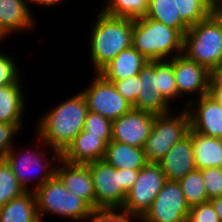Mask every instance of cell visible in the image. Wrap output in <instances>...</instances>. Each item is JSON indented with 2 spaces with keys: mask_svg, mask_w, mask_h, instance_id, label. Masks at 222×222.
<instances>
[{
  "mask_svg": "<svg viewBox=\"0 0 222 222\" xmlns=\"http://www.w3.org/2000/svg\"><path fill=\"white\" fill-rule=\"evenodd\" d=\"M76 92L70 98L55 104L51 110L37 119L35 135L51 149L62 153L83 130L89 112L84 94Z\"/></svg>",
  "mask_w": 222,
  "mask_h": 222,
  "instance_id": "cell-1",
  "label": "cell"
},
{
  "mask_svg": "<svg viewBox=\"0 0 222 222\" xmlns=\"http://www.w3.org/2000/svg\"><path fill=\"white\" fill-rule=\"evenodd\" d=\"M89 35V57L93 73H99L122 50L132 47L133 20L114 17L99 10Z\"/></svg>",
  "mask_w": 222,
  "mask_h": 222,
  "instance_id": "cell-2",
  "label": "cell"
},
{
  "mask_svg": "<svg viewBox=\"0 0 222 222\" xmlns=\"http://www.w3.org/2000/svg\"><path fill=\"white\" fill-rule=\"evenodd\" d=\"M36 137L37 142L33 145L34 147L36 146L35 150L20 148V150L16 151V146L14 145L4 157L14 172L19 184L25 191L32 192L55 176L56 166L61 159V153L55 149H51L54 153L49 159L48 152L51 154L50 148L38 135H36ZM30 184L34 187H30Z\"/></svg>",
  "mask_w": 222,
  "mask_h": 222,
  "instance_id": "cell-3",
  "label": "cell"
},
{
  "mask_svg": "<svg viewBox=\"0 0 222 222\" xmlns=\"http://www.w3.org/2000/svg\"><path fill=\"white\" fill-rule=\"evenodd\" d=\"M184 35L149 18L133 20L132 46L148 61L169 60L183 54Z\"/></svg>",
  "mask_w": 222,
  "mask_h": 222,
  "instance_id": "cell-4",
  "label": "cell"
},
{
  "mask_svg": "<svg viewBox=\"0 0 222 222\" xmlns=\"http://www.w3.org/2000/svg\"><path fill=\"white\" fill-rule=\"evenodd\" d=\"M33 192L40 222H45L44 216L48 214L75 222H91L94 210L82 198L67 190L56 176Z\"/></svg>",
  "mask_w": 222,
  "mask_h": 222,
  "instance_id": "cell-5",
  "label": "cell"
},
{
  "mask_svg": "<svg viewBox=\"0 0 222 222\" xmlns=\"http://www.w3.org/2000/svg\"><path fill=\"white\" fill-rule=\"evenodd\" d=\"M183 54L209 71L222 61V24L212 14L189 27Z\"/></svg>",
  "mask_w": 222,
  "mask_h": 222,
  "instance_id": "cell-6",
  "label": "cell"
},
{
  "mask_svg": "<svg viewBox=\"0 0 222 222\" xmlns=\"http://www.w3.org/2000/svg\"><path fill=\"white\" fill-rule=\"evenodd\" d=\"M190 118L186 109L181 112L156 115L152 130L143 147L148 162L158 163L171 147L188 135Z\"/></svg>",
  "mask_w": 222,
  "mask_h": 222,
  "instance_id": "cell-7",
  "label": "cell"
},
{
  "mask_svg": "<svg viewBox=\"0 0 222 222\" xmlns=\"http://www.w3.org/2000/svg\"><path fill=\"white\" fill-rule=\"evenodd\" d=\"M166 177L159 163L148 162L141 170L134 185L127 192L123 210L142 218L162 190Z\"/></svg>",
  "mask_w": 222,
  "mask_h": 222,
  "instance_id": "cell-8",
  "label": "cell"
},
{
  "mask_svg": "<svg viewBox=\"0 0 222 222\" xmlns=\"http://www.w3.org/2000/svg\"><path fill=\"white\" fill-rule=\"evenodd\" d=\"M93 76L90 85L81 91L90 112L113 121L133 109V105L117 91L113 82L105 79L100 73H93Z\"/></svg>",
  "mask_w": 222,
  "mask_h": 222,
  "instance_id": "cell-9",
  "label": "cell"
},
{
  "mask_svg": "<svg viewBox=\"0 0 222 222\" xmlns=\"http://www.w3.org/2000/svg\"><path fill=\"white\" fill-rule=\"evenodd\" d=\"M93 180L96 209H122L127 193L121 187V169L104 160L87 163Z\"/></svg>",
  "mask_w": 222,
  "mask_h": 222,
  "instance_id": "cell-10",
  "label": "cell"
},
{
  "mask_svg": "<svg viewBox=\"0 0 222 222\" xmlns=\"http://www.w3.org/2000/svg\"><path fill=\"white\" fill-rule=\"evenodd\" d=\"M190 206L177 181H166L141 222H186Z\"/></svg>",
  "mask_w": 222,
  "mask_h": 222,
  "instance_id": "cell-11",
  "label": "cell"
},
{
  "mask_svg": "<svg viewBox=\"0 0 222 222\" xmlns=\"http://www.w3.org/2000/svg\"><path fill=\"white\" fill-rule=\"evenodd\" d=\"M173 71L179 96L189 102L209 93L210 71L203 65L188 59L184 54L173 57ZM195 93V94H194ZM186 95V96H185ZM191 98H190V97ZM192 96H195L192 98Z\"/></svg>",
  "mask_w": 222,
  "mask_h": 222,
  "instance_id": "cell-12",
  "label": "cell"
},
{
  "mask_svg": "<svg viewBox=\"0 0 222 222\" xmlns=\"http://www.w3.org/2000/svg\"><path fill=\"white\" fill-rule=\"evenodd\" d=\"M190 129L205 136L222 139V106L210 94L188 103Z\"/></svg>",
  "mask_w": 222,
  "mask_h": 222,
  "instance_id": "cell-13",
  "label": "cell"
},
{
  "mask_svg": "<svg viewBox=\"0 0 222 222\" xmlns=\"http://www.w3.org/2000/svg\"><path fill=\"white\" fill-rule=\"evenodd\" d=\"M155 114L132 109L112 121V140L143 148L155 119Z\"/></svg>",
  "mask_w": 222,
  "mask_h": 222,
  "instance_id": "cell-14",
  "label": "cell"
},
{
  "mask_svg": "<svg viewBox=\"0 0 222 222\" xmlns=\"http://www.w3.org/2000/svg\"><path fill=\"white\" fill-rule=\"evenodd\" d=\"M139 93L133 109L163 115L173 111L158 89V60L148 61L138 74ZM171 108V109H170Z\"/></svg>",
  "mask_w": 222,
  "mask_h": 222,
  "instance_id": "cell-15",
  "label": "cell"
},
{
  "mask_svg": "<svg viewBox=\"0 0 222 222\" xmlns=\"http://www.w3.org/2000/svg\"><path fill=\"white\" fill-rule=\"evenodd\" d=\"M58 163L55 176L67 190L77 197L82 198L93 210H96L93 180L88 165L71 164L62 158Z\"/></svg>",
  "mask_w": 222,
  "mask_h": 222,
  "instance_id": "cell-16",
  "label": "cell"
},
{
  "mask_svg": "<svg viewBox=\"0 0 222 222\" xmlns=\"http://www.w3.org/2000/svg\"><path fill=\"white\" fill-rule=\"evenodd\" d=\"M167 181H179L188 173L196 170L192 140L188 134L175 143L168 153L158 162Z\"/></svg>",
  "mask_w": 222,
  "mask_h": 222,
  "instance_id": "cell-17",
  "label": "cell"
},
{
  "mask_svg": "<svg viewBox=\"0 0 222 222\" xmlns=\"http://www.w3.org/2000/svg\"><path fill=\"white\" fill-rule=\"evenodd\" d=\"M106 147L99 136L82 130L61 153V158L71 164H87L103 160Z\"/></svg>",
  "mask_w": 222,
  "mask_h": 222,
  "instance_id": "cell-18",
  "label": "cell"
},
{
  "mask_svg": "<svg viewBox=\"0 0 222 222\" xmlns=\"http://www.w3.org/2000/svg\"><path fill=\"white\" fill-rule=\"evenodd\" d=\"M31 11L28 0H0V26L9 36L33 31L37 23Z\"/></svg>",
  "mask_w": 222,
  "mask_h": 222,
  "instance_id": "cell-19",
  "label": "cell"
},
{
  "mask_svg": "<svg viewBox=\"0 0 222 222\" xmlns=\"http://www.w3.org/2000/svg\"><path fill=\"white\" fill-rule=\"evenodd\" d=\"M148 60L133 46L122 50L99 73L107 80H124L140 73Z\"/></svg>",
  "mask_w": 222,
  "mask_h": 222,
  "instance_id": "cell-20",
  "label": "cell"
},
{
  "mask_svg": "<svg viewBox=\"0 0 222 222\" xmlns=\"http://www.w3.org/2000/svg\"><path fill=\"white\" fill-rule=\"evenodd\" d=\"M20 80L17 84L0 86V122L24 124L26 97Z\"/></svg>",
  "mask_w": 222,
  "mask_h": 222,
  "instance_id": "cell-21",
  "label": "cell"
},
{
  "mask_svg": "<svg viewBox=\"0 0 222 222\" xmlns=\"http://www.w3.org/2000/svg\"><path fill=\"white\" fill-rule=\"evenodd\" d=\"M103 160L116 169L141 170L148 163L143 148L113 140L107 144Z\"/></svg>",
  "mask_w": 222,
  "mask_h": 222,
  "instance_id": "cell-22",
  "label": "cell"
},
{
  "mask_svg": "<svg viewBox=\"0 0 222 222\" xmlns=\"http://www.w3.org/2000/svg\"><path fill=\"white\" fill-rule=\"evenodd\" d=\"M196 169L220 167L222 163V139L213 138L189 129Z\"/></svg>",
  "mask_w": 222,
  "mask_h": 222,
  "instance_id": "cell-23",
  "label": "cell"
},
{
  "mask_svg": "<svg viewBox=\"0 0 222 222\" xmlns=\"http://www.w3.org/2000/svg\"><path fill=\"white\" fill-rule=\"evenodd\" d=\"M0 222H40L34 192L26 191L2 206Z\"/></svg>",
  "mask_w": 222,
  "mask_h": 222,
  "instance_id": "cell-24",
  "label": "cell"
},
{
  "mask_svg": "<svg viewBox=\"0 0 222 222\" xmlns=\"http://www.w3.org/2000/svg\"><path fill=\"white\" fill-rule=\"evenodd\" d=\"M146 18L179 30L183 35L189 26L181 19L173 0H149Z\"/></svg>",
  "mask_w": 222,
  "mask_h": 222,
  "instance_id": "cell-25",
  "label": "cell"
},
{
  "mask_svg": "<svg viewBox=\"0 0 222 222\" xmlns=\"http://www.w3.org/2000/svg\"><path fill=\"white\" fill-rule=\"evenodd\" d=\"M102 11L114 17H125L131 20L145 18L149 0H104Z\"/></svg>",
  "mask_w": 222,
  "mask_h": 222,
  "instance_id": "cell-26",
  "label": "cell"
},
{
  "mask_svg": "<svg viewBox=\"0 0 222 222\" xmlns=\"http://www.w3.org/2000/svg\"><path fill=\"white\" fill-rule=\"evenodd\" d=\"M190 207L209 201L201 171L196 169L178 181Z\"/></svg>",
  "mask_w": 222,
  "mask_h": 222,
  "instance_id": "cell-27",
  "label": "cell"
},
{
  "mask_svg": "<svg viewBox=\"0 0 222 222\" xmlns=\"http://www.w3.org/2000/svg\"><path fill=\"white\" fill-rule=\"evenodd\" d=\"M181 19L190 27L211 15L208 0H173Z\"/></svg>",
  "mask_w": 222,
  "mask_h": 222,
  "instance_id": "cell-28",
  "label": "cell"
},
{
  "mask_svg": "<svg viewBox=\"0 0 222 222\" xmlns=\"http://www.w3.org/2000/svg\"><path fill=\"white\" fill-rule=\"evenodd\" d=\"M10 165L0 158V208L25 193Z\"/></svg>",
  "mask_w": 222,
  "mask_h": 222,
  "instance_id": "cell-29",
  "label": "cell"
},
{
  "mask_svg": "<svg viewBox=\"0 0 222 222\" xmlns=\"http://www.w3.org/2000/svg\"><path fill=\"white\" fill-rule=\"evenodd\" d=\"M158 89L169 104H172V102H175L177 99H180V102H182L175 82L173 58L169 60H158Z\"/></svg>",
  "mask_w": 222,
  "mask_h": 222,
  "instance_id": "cell-30",
  "label": "cell"
},
{
  "mask_svg": "<svg viewBox=\"0 0 222 222\" xmlns=\"http://www.w3.org/2000/svg\"><path fill=\"white\" fill-rule=\"evenodd\" d=\"M83 130L89 135L99 136L106 144L112 141V121L100 114L89 111Z\"/></svg>",
  "mask_w": 222,
  "mask_h": 222,
  "instance_id": "cell-31",
  "label": "cell"
},
{
  "mask_svg": "<svg viewBox=\"0 0 222 222\" xmlns=\"http://www.w3.org/2000/svg\"><path fill=\"white\" fill-rule=\"evenodd\" d=\"M14 57L0 49V86L17 84L21 78V72Z\"/></svg>",
  "mask_w": 222,
  "mask_h": 222,
  "instance_id": "cell-32",
  "label": "cell"
},
{
  "mask_svg": "<svg viewBox=\"0 0 222 222\" xmlns=\"http://www.w3.org/2000/svg\"><path fill=\"white\" fill-rule=\"evenodd\" d=\"M200 171L209 200L219 198L222 192V170L220 167H209Z\"/></svg>",
  "mask_w": 222,
  "mask_h": 222,
  "instance_id": "cell-33",
  "label": "cell"
},
{
  "mask_svg": "<svg viewBox=\"0 0 222 222\" xmlns=\"http://www.w3.org/2000/svg\"><path fill=\"white\" fill-rule=\"evenodd\" d=\"M23 124H7L0 122V158L5 155L14 147L17 135H20ZM15 136V137H14Z\"/></svg>",
  "mask_w": 222,
  "mask_h": 222,
  "instance_id": "cell-34",
  "label": "cell"
},
{
  "mask_svg": "<svg viewBox=\"0 0 222 222\" xmlns=\"http://www.w3.org/2000/svg\"><path fill=\"white\" fill-rule=\"evenodd\" d=\"M136 221H134V220ZM141 222V218L128 215L123 209H96L91 222Z\"/></svg>",
  "mask_w": 222,
  "mask_h": 222,
  "instance_id": "cell-35",
  "label": "cell"
},
{
  "mask_svg": "<svg viewBox=\"0 0 222 222\" xmlns=\"http://www.w3.org/2000/svg\"><path fill=\"white\" fill-rule=\"evenodd\" d=\"M186 222H220V219L208 201L190 207Z\"/></svg>",
  "mask_w": 222,
  "mask_h": 222,
  "instance_id": "cell-36",
  "label": "cell"
},
{
  "mask_svg": "<svg viewBox=\"0 0 222 222\" xmlns=\"http://www.w3.org/2000/svg\"><path fill=\"white\" fill-rule=\"evenodd\" d=\"M113 82L117 91L132 105L137 101L139 93V77L138 74L135 76L128 77L124 80H108Z\"/></svg>",
  "mask_w": 222,
  "mask_h": 222,
  "instance_id": "cell-37",
  "label": "cell"
},
{
  "mask_svg": "<svg viewBox=\"0 0 222 222\" xmlns=\"http://www.w3.org/2000/svg\"><path fill=\"white\" fill-rule=\"evenodd\" d=\"M139 170L121 169V187L127 193L137 179Z\"/></svg>",
  "mask_w": 222,
  "mask_h": 222,
  "instance_id": "cell-38",
  "label": "cell"
},
{
  "mask_svg": "<svg viewBox=\"0 0 222 222\" xmlns=\"http://www.w3.org/2000/svg\"><path fill=\"white\" fill-rule=\"evenodd\" d=\"M209 90H222V61L210 70Z\"/></svg>",
  "mask_w": 222,
  "mask_h": 222,
  "instance_id": "cell-39",
  "label": "cell"
},
{
  "mask_svg": "<svg viewBox=\"0 0 222 222\" xmlns=\"http://www.w3.org/2000/svg\"><path fill=\"white\" fill-rule=\"evenodd\" d=\"M28 2H29V6L36 5L37 7L43 6V8H46V7L51 8L54 5H58L62 2H65V0H28Z\"/></svg>",
  "mask_w": 222,
  "mask_h": 222,
  "instance_id": "cell-40",
  "label": "cell"
},
{
  "mask_svg": "<svg viewBox=\"0 0 222 222\" xmlns=\"http://www.w3.org/2000/svg\"><path fill=\"white\" fill-rule=\"evenodd\" d=\"M211 14L222 24V0L212 3Z\"/></svg>",
  "mask_w": 222,
  "mask_h": 222,
  "instance_id": "cell-41",
  "label": "cell"
},
{
  "mask_svg": "<svg viewBox=\"0 0 222 222\" xmlns=\"http://www.w3.org/2000/svg\"><path fill=\"white\" fill-rule=\"evenodd\" d=\"M209 202L212 204L215 212L219 216L220 222H222V199L213 198V199H210Z\"/></svg>",
  "mask_w": 222,
  "mask_h": 222,
  "instance_id": "cell-42",
  "label": "cell"
},
{
  "mask_svg": "<svg viewBox=\"0 0 222 222\" xmlns=\"http://www.w3.org/2000/svg\"><path fill=\"white\" fill-rule=\"evenodd\" d=\"M209 93L216 99L222 106V90H209Z\"/></svg>",
  "mask_w": 222,
  "mask_h": 222,
  "instance_id": "cell-43",
  "label": "cell"
},
{
  "mask_svg": "<svg viewBox=\"0 0 222 222\" xmlns=\"http://www.w3.org/2000/svg\"><path fill=\"white\" fill-rule=\"evenodd\" d=\"M10 36L2 29L0 26V42L4 41L5 39L9 38Z\"/></svg>",
  "mask_w": 222,
  "mask_h": 222,
  "instance_id": "cell-44",
  "label": "cell"
},
{
  "mask_svg": "<svg viewBox=\"0 0 222 222\" xmlns=\"http://www.w3.org/2000/svg\"><path fill=\"white\" fill-rule=\"evenodd\" d=\"M211 4L214 3L216 0H208Z\"/></svg>",
  "mask_w": 222,
  "mask_h": 222,
  "instance_id": "cell-45",
  "label": "cell"
}]
</instances>
